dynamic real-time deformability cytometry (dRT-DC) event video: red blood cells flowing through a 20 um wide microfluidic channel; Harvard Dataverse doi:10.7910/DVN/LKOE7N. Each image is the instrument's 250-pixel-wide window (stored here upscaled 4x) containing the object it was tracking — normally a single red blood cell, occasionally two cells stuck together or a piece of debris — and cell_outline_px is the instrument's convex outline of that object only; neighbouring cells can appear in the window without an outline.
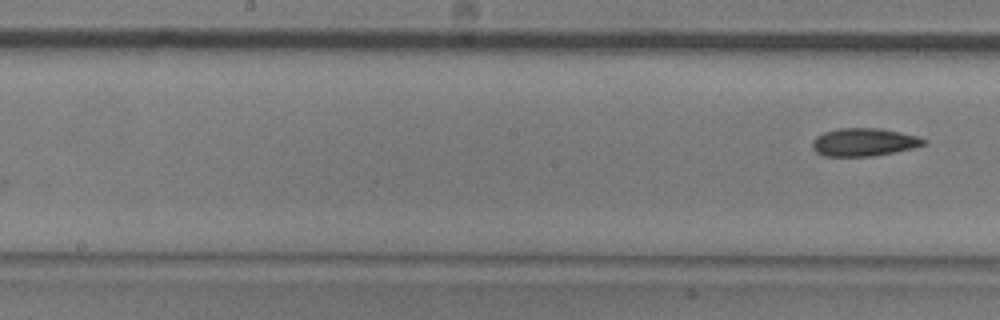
{"species": "common noctule bat (a hibernating species)", "species_latin": "Nyctalus noctula", "temperature_condition": "room temperature", "stored_images_in_passage": 7, "camera_frame_rate_fps": 3000, "um_per_image_px": 0.085, "animal": {"sex": "male", "body_mass_g": 20.5, "forearm_length_mm": 52.5}, "frame": {"image": 1, "passage_image": 7, "time_ms": 7.0, "image_size_px": [1000, 320], "cell_outline_px": [[928, 144], [916, 148], [872, 156], [824, 156], [816, 152], [812, 148], [812, 140], [816, 136], [824, 132], [840, 128], [880, 128], [920, 136], [928, 140]], "centroid_in_image_um": [73.49, 12.08], "position_along_channel_um": 174.7, "area_um2": 18.44}}